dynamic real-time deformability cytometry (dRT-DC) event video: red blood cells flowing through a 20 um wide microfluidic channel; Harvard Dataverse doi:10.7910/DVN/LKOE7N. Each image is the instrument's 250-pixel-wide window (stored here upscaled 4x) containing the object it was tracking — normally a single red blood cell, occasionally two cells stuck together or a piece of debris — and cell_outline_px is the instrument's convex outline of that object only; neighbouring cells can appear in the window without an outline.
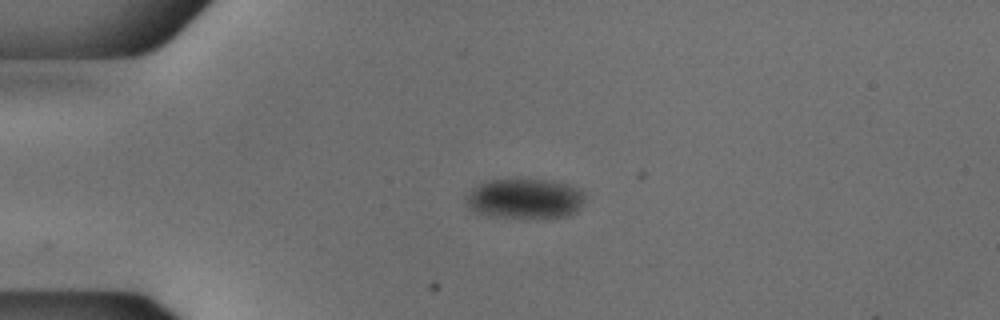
{"species": "common noctule bat (a hibernating species)", "species_latin": "Nyctalus noctula", "temperature_condition": "cold", "stored_images_in_passage": 42, "camera_frame_rate_fps": 3000, "um_per_image_px": 0.085, "animal": {"sex": "male", "body_mass_g": 18.8}, "frame": {"image": 1, "passage_image": 1, "time_ms": 0.0, "image_size_px": [1000, 320], "cell_outline_px": [[584, 200], [580, 208], [576, 212], [568, 216], [492, 216], [468, 208], [464, 196], [472, 188], [484, 180], [516, 176], [552, 180], [572, 184], [580, 188], [584, 192]], "centroid_in_image_um": [44.61, 16.78], "position_along_channel_um": 40.4, "area_um2": 28.5}}
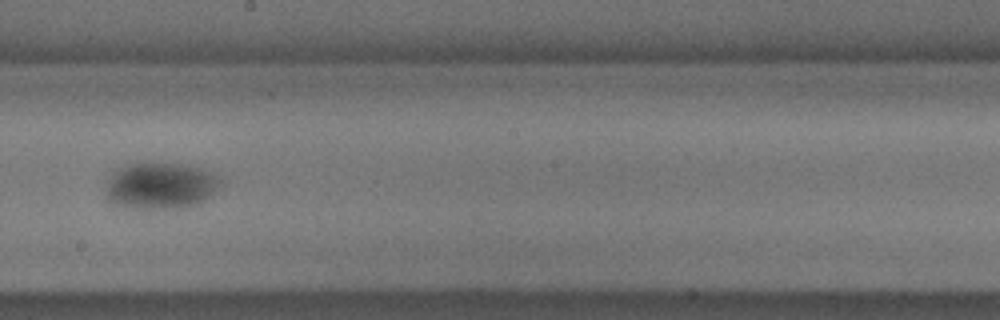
{"frame": {"image": 2, "passage_image": 19, "time_ms": 6.0, "image_size_px": [1000, 320], "cell_outline_px": [[224, 184], [212, 196], [200, 204], [180, 208], [136, 208], [112, 204], [108, 200], [108, 184], [112, 176], [120, 168], [132, 164], [184, 164], [200, 168], [224, 176]], "centroid_in_image_um": [13.81, 15.81], "position_along_channel_um": 234.4, "area_um2": 31.1}}
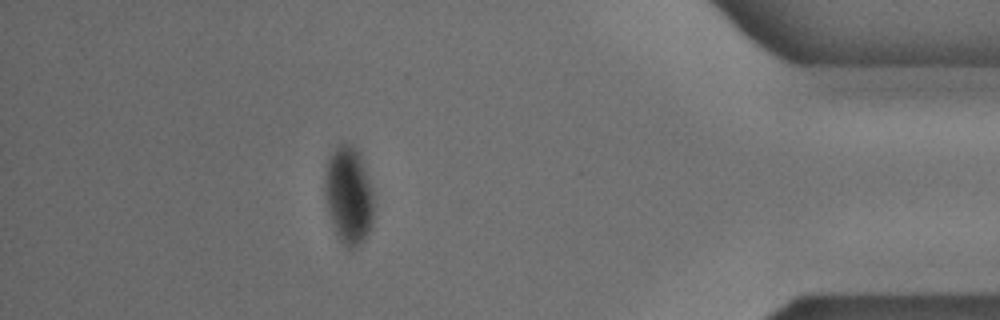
{"frame": {"image": 3, "passage_image": 36, "time_ms": 11.667, "image_size_px": [1000, 320], "cell_outline_px": [[372, 220], [368, 232], [360, 244], [356, 248], [348, 248], [336, 236], [328, 212], [324, 192], [324, 172], [328, 160], [332, 152], [340, 144], [348, 144], [356, 148], [360, 156], [372, 188]], "centroid_in_image_um": [29.6, 16.62], "position_along_channel_um": 405.6, "area_um2": 27.57}}